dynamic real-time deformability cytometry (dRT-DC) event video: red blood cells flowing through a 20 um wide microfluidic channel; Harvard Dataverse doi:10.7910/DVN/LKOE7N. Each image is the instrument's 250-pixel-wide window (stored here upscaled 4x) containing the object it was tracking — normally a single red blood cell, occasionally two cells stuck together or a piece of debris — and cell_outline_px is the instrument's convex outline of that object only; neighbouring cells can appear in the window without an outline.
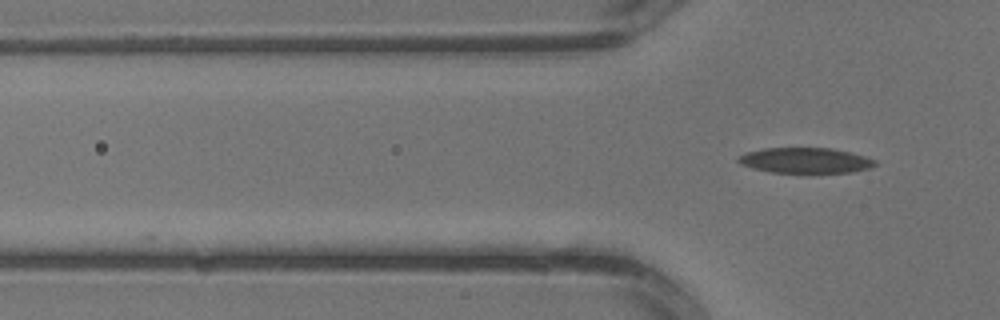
{"species": "common noctule bat (a hibernating species)", "species_latin": "Nyctalus noctula", "temperature_condition": "warm", "stored_images_in_passage": 2, "camera_frame_rate_fps": 3000, "um_per_image_px": 0.085, "animal": {"sex": "male", "body_mass_g": 13.3}, "frame": {"image": 1, "passage_image": 2, "time_ms": 0.333, "image_size_px": [1000, 320], "cell_outline_px": [[876, 164], [872, 168], [852, 172], [772, 172], [752, 168], [740, 164], [736, 160], [736, 156], [744, 152], [764, 148], [832, 148], [864, 156], [876, 160]], "centroid_in_image_um": [68.41, 13.63], "position_along_channel_um": 57.4, "area_um2": 20.29}}